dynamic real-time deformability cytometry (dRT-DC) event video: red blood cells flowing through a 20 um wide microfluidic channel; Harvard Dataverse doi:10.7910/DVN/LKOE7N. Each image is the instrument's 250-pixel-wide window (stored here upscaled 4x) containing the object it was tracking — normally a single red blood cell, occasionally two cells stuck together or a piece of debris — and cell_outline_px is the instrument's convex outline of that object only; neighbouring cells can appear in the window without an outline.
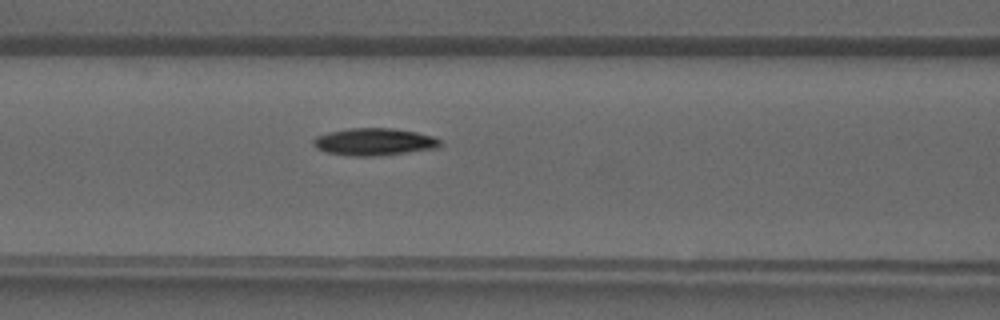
{"species": "common noctule bat (a hibernating species)", "species_latin": "Nyctalus noctula", "temperature_condition": "warm", "stored_images_in_passage": 19, "camera_frame_rate_fps": 3000, "um_per_image_px": 0.085, "animal": {"sex": "male", "forearm_length_mm": 52.5}, "frame": {"image": 1, "passage_image": 18, "time_ms": 5.667, "image_size_px": [1000, 320], "cell_outline_px": [[440, 144], [436, 148], [408, 152], [376, 156], [348, 156], [324, 152], [316, 148], [312, 144], [312, 140], [316, 136], [328, 132], [348, 128], [392, 128], [416, 132], [432, 136], [440, 140]], "centroid_in_image_um": [31.73, 12.06], "position_along_channel_um": 134.9, "area_um2": 20.23}}